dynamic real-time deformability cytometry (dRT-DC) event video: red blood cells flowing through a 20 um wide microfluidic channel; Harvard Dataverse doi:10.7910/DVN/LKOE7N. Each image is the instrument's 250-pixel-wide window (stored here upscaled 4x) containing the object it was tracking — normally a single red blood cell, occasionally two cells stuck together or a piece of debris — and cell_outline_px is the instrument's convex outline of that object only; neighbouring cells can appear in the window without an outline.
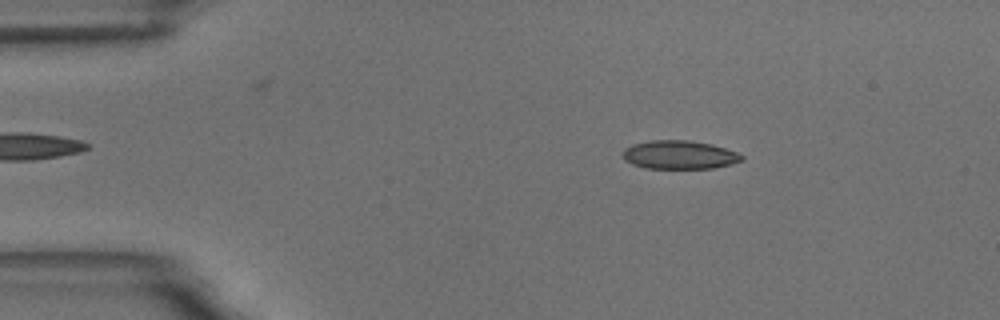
{"species": "common noctule bat (a hibernating species)", "species_latin": "Nyctalus noctula", "temperature_condition": "room temperature", "stored_images_in_passage": 57, "camera_frame_rate_fps": 3000, "um_per_image_px": 0.085, "animal": {"sex": "male", "body_mass_g": 18.8}, "frame": {"image": 1, "passage_image": 9, "time_ms": 2.667, "image_size_px": [1000, 320], "cell_outline_px": [[744, 160], [732, 164], [712, 168], [644, 168], [632, 164], [624, 160], [620, 156], [620, 152], [624, 148], [632, 144], [652, 140], [688, 140], [712, 144], [736, 152], [744, 156]], "centroid_in_image_um": [57.69, 13.16], "position_along_channel_um": 27.3, "area_um2": 20.0}}
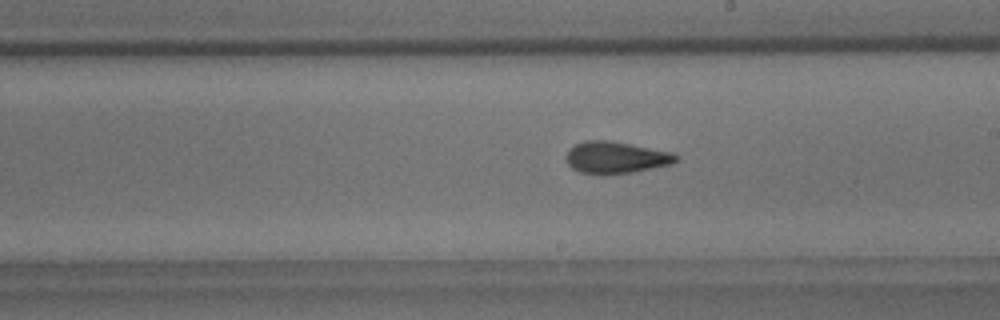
{"frame": {"image": 2, "passage_image": 32, "time_ms": 10.333, "image_size_px": [1000, 320], "cell_outline_px": [[680, 156], [672, 164], [632, 172], [604, 176], [580, 172], [572, 168], [568, 164], [564, 156], [568, 148], [584, 140], [612, 140], [672, 152]], "centroid_in_image_um": [52.31, 13.39], "position_along_channel_um": 236.7, "area_um2": 20.87}}
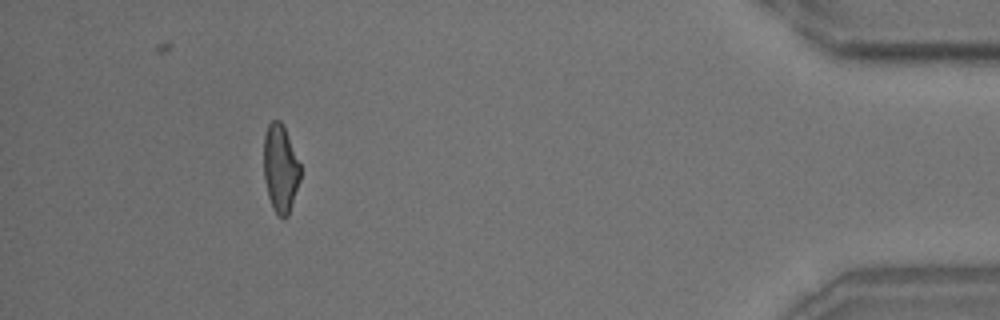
{"frame": {"image": 3, "passage_image": 52, "time_ms": 17.0, "image_size_px": [1000, 320], "cell_outline_px": [[300, 180], [288, 216], [284, 220], [272, 208], [268, 196], [264, 180], [264, 136], [268, 124], [272, 120], [280, 120], [284, 128], [300, 164]], "centroid_in_image_um": [23.82, 14.35], "position_along_channel_um": 411.4, "area_um2": 18.61}, "authors_computed_cell_mechanics": {"area_um2": 19.8832, "velocity_mm_per_s": 3.5044, "shape_relaxation_time_tau1_ms": 6.6295, "shape_relaxation_time_tau2_ms": 2.0855, "deformation_change_tau1": 0.1847, "deformation_change_tau2": 0.1043}}